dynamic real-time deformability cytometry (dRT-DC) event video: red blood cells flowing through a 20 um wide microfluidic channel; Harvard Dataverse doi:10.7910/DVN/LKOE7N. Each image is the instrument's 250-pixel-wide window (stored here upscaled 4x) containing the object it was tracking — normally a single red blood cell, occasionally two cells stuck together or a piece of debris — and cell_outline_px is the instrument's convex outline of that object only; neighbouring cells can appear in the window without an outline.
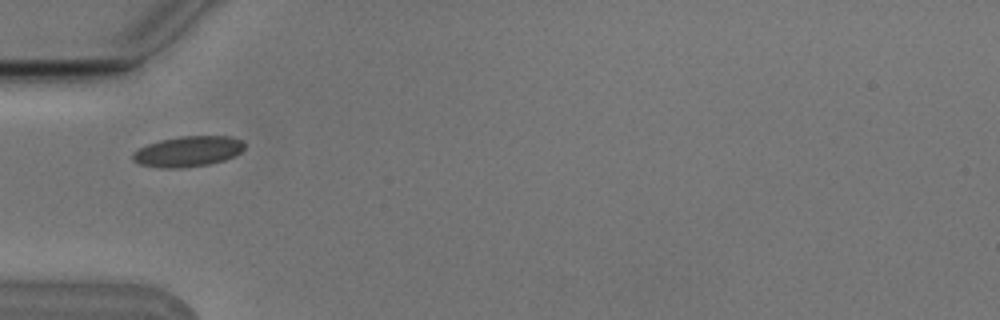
{"species": "Egyptian fruit bat (a non-hibernating species)", "species_latin": "Rousettus aegyptiacus", "temperature_condition": "cold", "stored_images_in_passage": 5, "camera_frame_rate_fps": 3000, "um_per_image_px": 0.085, "animal": {"sex": "male"}, "frame": {"image": 1, "passage_image": 3, "time_ms": 0.667, "image_size_px": [1000, 320], "cell_outline_px": [[244, 148], [240, 152], [224, 160], [208, 164], [180, 168], [164, 168], [140, 164], [132, 160], [132, 152], [148, 144], [160, 140], [180, 136], [232, 136], [244, 140]], "centroid_in_image_um": [15.98, 12.86], "position_along_channel_um": 69.0, "area_um2": 19.83}}
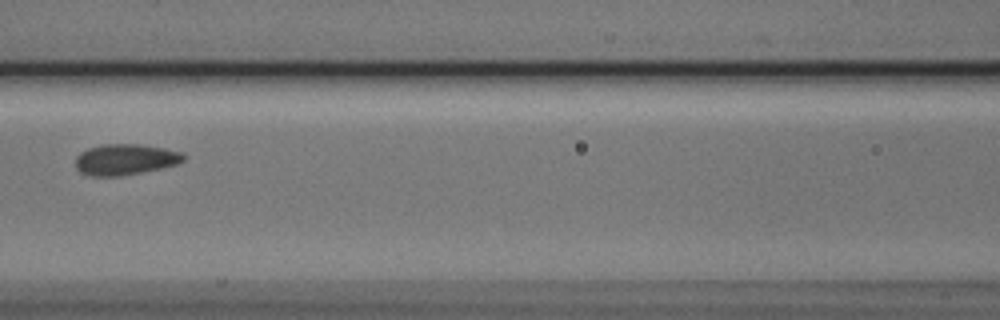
{"frame": {"image": 2, "passage_image": 5, "time_ms": 1.333, "image_size_px": [1000, 320], "cell_outline_px": [[184, 160], [176, 164], [160, 168], [120, 176], [92, 176], [80, 172], [76, 168], [76, 156], [80, 152], [88, 148], [100, 144], [140, 144], [164, 148], [184, 152]], "centroid_in_image_um": [10.62, 13.54], "position_along_channel_um": 156.0, "area_um2": 19.48}}